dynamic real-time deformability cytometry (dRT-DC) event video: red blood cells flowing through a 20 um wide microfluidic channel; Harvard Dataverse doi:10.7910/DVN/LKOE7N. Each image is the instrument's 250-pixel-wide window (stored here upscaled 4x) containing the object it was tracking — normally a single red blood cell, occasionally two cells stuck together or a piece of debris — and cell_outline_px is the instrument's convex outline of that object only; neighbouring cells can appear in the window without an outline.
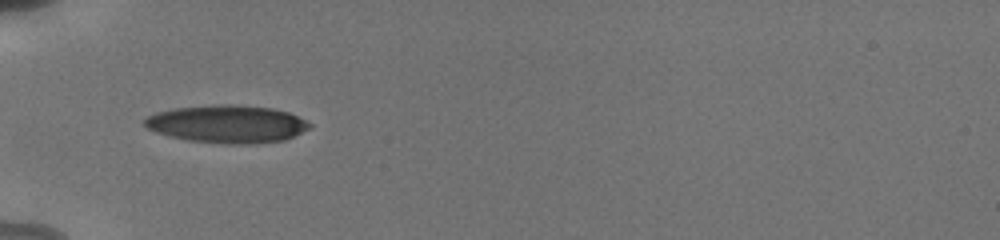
{"species": "human", "species_latin": "Homo sapiens", "temperature_condition": "cold", "stored_images_in_passage": 54, "camera_frame_rate_fps": 3000, "um_per_image_px": 0.085, "donor": {"sex": "male"}, "frame": {"image": 1, "passage_image": 1, "time_ms": 0.0, "image_size_px": [1000, 240], "cell_outline_px": [[312, 128], [284, 140], [256, 144], [228, 144], [188, 140], [156, 132], [148, 128], [144, 124], [144, 120], [148, 116], [156, 112], [176, 108], [212, 104], [232, 104], [272, 108], [288, 112], [312, 124]], "centroid_in_image_um": [19.34, 10.54], "position_along_channel_um": 65.7, "area_um2": 36.3}}
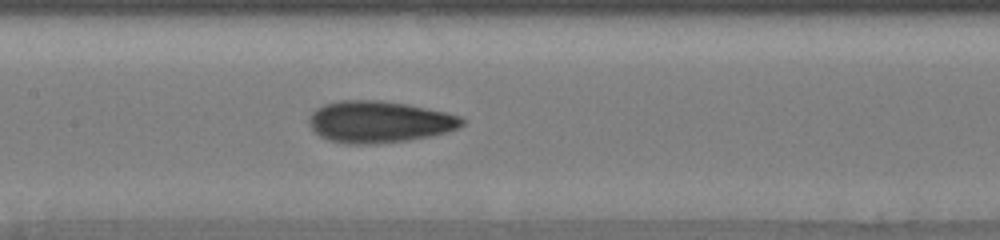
{"frame": {"image": 2, "passage_image": 17, "time_ms": 3.0, "image_size_px": [1000, 240], "cell_outline_px": [[464, 124], [448, 132], [408, 140], [372, 144], [344, 144], [328, 140], [320, 136], [308, 124], [308, 116], [316, 108], [324, 104], [340, 100], [380, 100], [408, 104], [444, 112], [460, 116], [464, 120]], "centroid_in_image_um": [32.19, 10.35], "position_along_channel_um": 175.2, "area_um2": 37.22}}
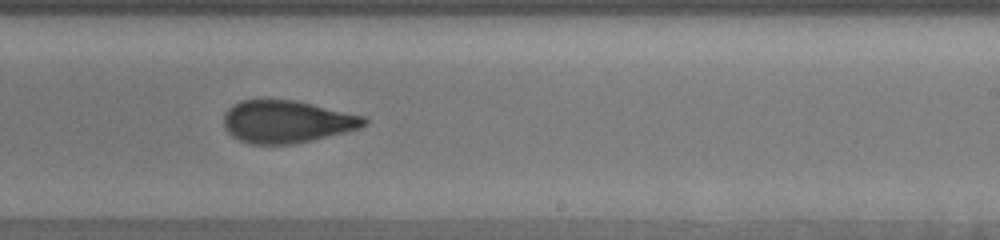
{"frame": {"image": 3, "passage_image": 29, "time_ms": 5.333, "image_size_px": [1000, 240], "cell_outline_px": [[368, 124], [360, 128], [312, 140], [292, 144], [252, 144], [240, 140], [232, 136], [224, 128], [224, 112], [232, 104], [240, 100], [296, 100], [364, 116], [368, 120]], "centroid_in_image_um": [24.36, 10.33], "position_along_channel_um": 264.6, "area_um2": 34.74}, "authors_computed_cell_mechanics": {"area_um2": 35.1424, "velocity_mm_per_s": 3.8574, "shape_relaxation_time_tau1_ms": 5.0729, "shape_relaxation_time_tau2_ms": 2.0051, "deformation_change_tau1": 0.1731, "deformation_change_tau2": 0.0919}}